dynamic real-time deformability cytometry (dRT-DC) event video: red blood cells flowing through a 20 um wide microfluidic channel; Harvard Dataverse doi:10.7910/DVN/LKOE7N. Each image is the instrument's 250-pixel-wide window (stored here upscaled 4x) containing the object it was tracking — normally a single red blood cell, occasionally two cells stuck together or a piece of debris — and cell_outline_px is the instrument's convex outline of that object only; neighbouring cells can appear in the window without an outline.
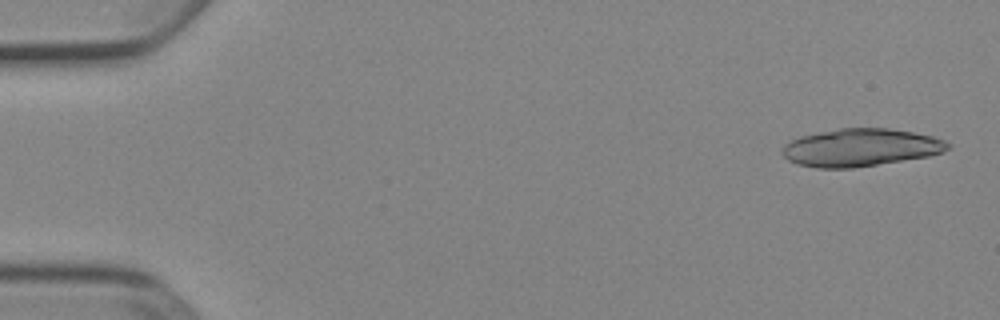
{"species": "Egyptian fruit bat (a non-hibernating species)", "species_latin": "Rousettus aegyptiacus", "temperature_condition": "cold", "stored_images_in_passage": 18, "camera_frame_rate_fps": 3000, "um_per_image_px": 0.085, "animal": {"sex": "female"}, "frame": {"image": 1, "passage_image": 2, "time_ms": 0.333, "image_size_px": [1000, 320], "cell_outline_px": [[952, 144], [944, 152], [928, 156], [852, 168], [816, 168], [796, 164], [788, 160], [780, 152], [780, 148], [784, 144], [800, 136], [840, 128], [888, 128], [912, 132], [932, 136], [944, 140]], "centroid_in_image_um": [73.11, 12.54], "position_along_channel_um": 11.9, "area_um2": 36.36}}